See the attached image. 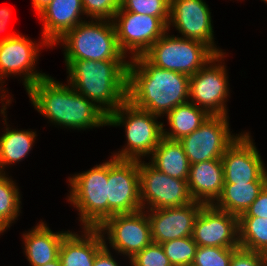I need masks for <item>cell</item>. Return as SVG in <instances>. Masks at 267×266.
<instances>
[{"mask_svg": "<svg viewBox=\"0 0 267 266\" xmlns=\"http://www.w3.org/2000/svg\"><path fill=\"white\" fill-rule=\"evenodd\" d=\"M262 266H267V256L263 259V264Z\"/></svg>", "mask_w": 267, "mask_h": 266, "instance_id": "41", "label": "cell"}, {"mask_svg": "<svg viewBox=\"0 0 267 266\" xmlns=\"http://www.w3.org/2000/svg\"><path fill=\"white\" fill-rule=\"evenodd\" d=\"M165 116L169 130L163 128V137L170 140H180L199 128L210 114L188 101L176 106Z\"/></svg>", "mask_w": 267, "mask_h": 266, "instance_id": "25", "label": "cell"}, {"mask_svg": "<svg viewBox=\"0 0 267 266\" xmlns=\"http://www.w3.org/2000/svg\"><path fill=\"white\" fill-rule=\"evenodd\" d=\"M189 80L190 76L158 68L139 55L129 60L127 100L161 119L189 101Z\"/></svg>", "mask_w": 267, "mask_h": 266, "instance_id": "1", "label": "cell"}, {"mask_svg": "<svg viewBox=\"0 0 267 266\" xmlns=\"http://www.w3.org/2000/svg\"><path fill=\"white\" fill-rule=\"evenodd\" d=\"M149 158V163L158 171L170 177L188 180L190 163L178 140L163 137Z\"/></svg>", "mask_w": 267, "mask_h": 266, "instance_id": "24", "label": "cell"}, {"mask_svg": "<svg viewBox=\"0 0 267 266\" xmlns=\"http://www.w3.org/2000/svg\"><path fill=\"white\" fill-rule=\"evenodd\" d=\"M188 188L194 201L214 204L224 186V168L221 159H211L190 165Z\"/></svg>", "mask_w": 267, "mask_h": 266, "instance_id": "20", "label": "cell"}, {"mask_svg": "<svg viewBox=\"0 0 267 266\" xmlns=\"http://www.w3.org/2000/svg\"><path fill=\"white\" fill-rule=\"evenodd\" d=\"M10 225L0 216V235L4 233Z\"/></svg>", "mask_w": 267, "mask_h": 266, "instance_id": "39", "label": "cell"}, {"mask_svg": "<svg viewBox=\"0 0 267 266\" xmlns=\"http://www.w3.org/2000/svg\"><path fill=\"white\" fill-rule=\"evenodd\" d=\"M112 254L108 244H104V247L96 254L93 266H121Z\"/></svg>", "mask_w": 267, "mask_h": 266, "instance_id": "36", "label": "cell"}, {"mask_svg": "<svg viewBox=\"0 0 267 266\" xmlns=\"http://www.w3.org/2000/svg\"><path fill=\"white\" fill-rule=\"evenodd\" d=\"M131 266H172L161 244L152 242L129 259Z\"/></svg>", "mask_w": 267, "mask_h": 266, "instance_id": "32", "label": "cell"}, {"mask_svg": "<svg viewBox=\"0 0 267 266\" xmlns=\"http://www.w3.org/2000/svg\"><path fill=\"white\" fill-rule=\"evenodd\" d=\"M249 132H241L221 160L224 184L267 182V167Z\"/></svg>", "mask_w": 267, "mask_h": 266, "instance_id": "15", "label": "cell"}, {"mask_svg": "<svg viewBox=\"0 0 267 266\" xmlns=\"http://www.w3.org/2000/svg\"><path fill=\"white\" fill-rule=\"evenodd\" d=\"M89 20L84 19L53 44L63 47L64 60H127L119 48L113 22Z\"/></svg>", "mask_w": 267, "mask_h": 266, "instance_id": "5", "label": "cell"}, {"mask_svg": "<svg viewBox=\"0 0 267 266\" xmlns=\"http://www.w3.org/2000/svg\"><path fill=\"white\" fill-rule=\"evenodd\" d=\"M266 184L267 182L224 184L221 196L213 205L239 217L247 211Z\"/></svg>", "mask_w": 267, "mask_h": 266, "instance_id": "26", "label": "cell"}, {"mask_svg": "<svg viewBox=\"0 0 267 266\" xmlns=\"http://www.w3.org/2000/svg\"><path fill=\"white\" fill-rule=\"evenodd\" d=\"M267 255L243 249L241 247L234 251L230 266H262L263 259Z\"/></svg>", "mask_w": 267, "mask_h": 266, "instance_id": "34", "label": "cell"}, {"mask_svg": "<svg viewBox=\"0 0 267 266\" xmlns=\"http://www.w3.org/2000/svg\"><path fill=\"white\" fill-rule=\"evenodd\" d=\"M34 11H36L37 15L43 11L51 2L52 0H31Z\"/></svg>", "mask_w": 267, "mask_h": 266, "instance_id": "38", "label": "cell"}, {"mask_svg": "<svg viewBox=\"0 0 267 266\" xmlns=\"http://www.w3.org/2000/svg\"><path fill=\"white\" fill-rule=\"evenodd\" d=\"M129 60H65L67 83L107 116L127 99Z\"/></svg>", "mask_w": 267, "mask_h": 266, "instance_id": "3", "label": "cell"}, {"mask_svg": "<svg viewBox=\"0 0 267 266\" xmlns=\"http://www.w3.org/2000/svg\"><path fill=\"white\" fill-rule=\"evenodd\" d=\"M7 173H0V216L10 225L18 220L21 212V194L15 180Z\"/></svg>", "mask_w": 267, "mask_h": 266, "instance_id": "28", "label": "cell"}, {"mask_svg": "<svg viewBox=\"0 0 267 266\" xmlns=\"http://www.w3.org/2000/svg\"><path fill=\"white\" fill-rule=\"evenodd\" d=\"M228 117L210 115L194 132L178 140L183 146L190 165L222 158L227 148L241 134L230 132Z\"/></svg>", "mask_w": 267, "mask_h": 266, "instance_id": "13", "label": "cell"}, {"mask_svg": "<svg viewBox=\"0 0 267 266\" xmlns=\"http://www.w3.org/2000/svg\"><path fill=\"white\" fill-rule=\"evenodd\" d=\"M161 245L172 266H191L193 264L198 245L192 236L169 240Z\"/></svg>", "mask_w": 267, "mask_h": 266, "instance_id": "29", "label": "cell"}, {"mask_svg": "<svg viewBox=\"0 0 267 266\" xmlns=\"http://www.w3.org/2000/svg\"><path fill=\"white\" fill-rule=\"evenodd\" d=\"M210 8L204 0H170L168 31L171 26L182 38L198 40L216 54L224 51L216 46Z\"/></svg>", "mask_w": 267, "mask_h": 266, "instance_id": "16", "label": "cell"}, {"mask_svg": "<svg viewBox=\"0 0 267 266\" xmlns=\"http://www.w3.org/2000/svg\"><path fill=\"white\" fill-rule=\"evenodd\" d=\"M241 248L267 255V218L238 217Z\"/></svg>", "mask_w": 267, "mask_h": 266, "instance_id": "27", "label": "cell"}, {"mask_svg": "<svg viewBox=\"0 0 267 266\" xmlns=\"http://www.w3.org/2000/svg\"><path fill=\"white\" fill-rule=\"evenodd\" d=\"M226 52L216 54L200 70L190 76L189 101L210 115L228 116L226 101L230 95ZM217 62V63H216Z\"/></svg>", "mask_w": 267, "mask_h": 266, "instance_id": "9", "label": "cell"}, {"mask_svg": "<svg viewBox=\"0 0 267 266\" xmlns=\"http://www.w3.org/2000/svg\"><path fill=\"white\" fill-rule=\"evenodd\" d=\"M82 0H52L37 16L42 26V38L53 47L66 32L82 23Z\"/></svg>", "mask_w": 267, "mask_h": 266, "instance_id": "19", "label": "cell"}, {"mask_svg": "<svg viewBox=\"0 0 267 266\" xmlns=\"http://www.w3.org/2000/svg\"><path fill=\"white\" fill-rule=\"evenodd\" d=\"M86 18L112 21L121 6V0H82Z\"/></svg>", "mask_w": 267, "mask_h": 266, "instance_id": "33", "label": "cell"}, {"mask_svg": "<svg viewBox=\"0 0 267 266\" xmlns=\"http://www.w3.org/2000/svg\"><path fill=\"white\" fill-rule=\"evenodd\" d=\"M97 229L104 244L109 243L112 250L121 253L120 256L124 255L128 260L153 242L150 222L144 209L133 213L115 214Z\"/></svg>", "mask_w": 267, "mask_h": 266, "instance_id": "11", "label": "cell"}, {"mask_svg": "<svg viewBox=\"0 0 267 266\" xmlns=\"http://www.w3.org/2000/svg\"><path fill=\"white\" fill-rule=\"evenodd\" d=\"M11 16V10L7 7L0 9V32L6 29L7 22Z\"/></svg>", "mask_w": 267, "mask_h": 266, "instance_id": "37", "label": "cell"}, {"mask_svg": "<svg viewBox=\"0 0 267 266\" xmlns=\"http://www.w3.org/2000/svg\"><path fill=\"white\" fill-rule=\"evenodd\" d=\"M160 116L134 106L127 99L109 116L107 126L123 125L126 146L111 156L118 159L143 160L150 157L163 138L164 122ZM144 156V157H143ZM143 158V159H142Z\"/></svg>", "mask_w": 267, "mask_h": 266, "instance_id": "4", "label": "cell"}, {"mask_svg": "<svg viewBox=\"0 0 267 266\" xmlns=\"http://www.w3.org/2000/svg\"><path fill=\"white\" fill-rule=\"evenodd\" d=\"M205 204L193 201L179 207L145 210L154 243L192 236L195 220Z\"/></svg>", "mask_w": 267, "mask_h": 266, "instance_id": "18", "label": "cell"}, {"mask_svg": "<svg viewBox=\"0 0 267 266\" xmlns=\"http://www.w3.org/2000/svg\"><path fill=\"white\" fill-rule=\"evenodd\" d=\"M40 43V44H39ZM51 47L43 38L36 43L19 33H9L0 38V99L1 101H12L6 93L3 83L9 76H20L26 91L37 81L47 76L42 71H37L40 47ZM3 87V88H2ZM7 97V98H6ZM9 98V99H8Z\"/></svg>", "mask_w": 267, "mask_h": 266, "instance_id": "7", "label": "cell"}, {"mask_svg": "<svg viewBox=\"0 0 267 266\" xmlns=\"http://www.w3.org/2000/svg\"><path fill=\"white\" fill-rule=\"evenodd\" d=\"M25 232L22 239L26 259L30 266H43L59 257L62 239L69 230L53 232L41 220L34 228Z\"/></svg>", "mask_w": 267, "mask_h": 266, "instance_id": "22", "label": "cell"}, {"mask_svg": "<svg viewBox=\"0 0 267 266\" xmlns=\"http://www.w3.org/2000/svg\"><path fill=\"white\" fill-rule=\"evenodd\" d=\"M237 248L198 246L191 266H230Z\"/></svg>", "mask_w": 267, "mask_h": 266, "instance_id": "30", "label": "cell"}, {"mask_svg": "<svg viewBox=\"0 0 267 266\" xmlns=\"http://www.w3.org/2000/svg\"><path fill=\"white\" fill-rule=\"evenodd\" d=\"M82 229V235L69 231L63 237L59 250L62 266H93L96 254L104 247L97 228Z\"/></svg>", "mask_w": 267, "mask_h": 266, "instance_id": "21", "label": "cell"}, {"mask_svg": "<svg viewBox=\"0 0 267 266\" xmlns=\"http://www.w3.org/2000/svg\"><path fill=\"white\" fill-rule=\"evenodd\" d=\"M49 74L26 92L40 114L55 127L86 130L107 126L108 116L69 83L62 84Z\"/></svg>", "mask_w": 267, "mask_h": 266, "instance_id": "2", "label": "cell"}, {"mask_svg": "<svg viewBox=\"0 0 267 266\" xmlns=\"http://www.w3.org/2000/svg\"><path fill=\"white\" fill-rule=\"evenodd\" d=\"M120 7L127 12L169 17L170 0H121Z\"/></svg>", "mask_w": 267, "mask_h": 266, "instance_id": "31", "label": "cell"}, {"mask_svg": "<svg viewBox=\"0 0 267 266\" xmlns=\"http://www.w3.org/2000/svg\"><path fill=\"white\" fill-rule=\"evenodd\" d=\"M11 102L1 101L0 114L3 116V124H5L3 126H6V128L4 127L5 132L0 135V173H6L4 171L6 167L20 163L21 160L26 158L37 137L36 131L11 129L10 125H7L6 109Z\"/></svg>", "mask_w": 267, "mask_h": 266, "instance_id": "23", "label": "cell"}, {"mask_svg": "<svg viewBox=\"0 0 267 266\" xmlns=\"http://www.w3.org/2000/svg\"><path fill=\"white\" fill-rule=\"evenodd\" d=\"M239 217H260L267 218V184L258 194L256 200L250 205L247 211Z\"/></svg>", "mask_w": 267, "mask_h": 266, "instance_id": "35", "label": "cell"}, {"mask_svg": "<svg viewBox=\"0 0 267 266\" xmlns=\"http://www.w3.org/2000/svg\"><path fill=\"white\" fill-rule=\"evenodd\" d=\"M43 266H62V264H61V261L58 257L56 260H53V261H51V262H49Z\"/></svg>", "mask_w": 267, "mask_h": 266, "instance_id": "40", "label": "cell"}, {"mask_svg": "<svg viewBox=\"0 0 267 266\" xmlns=\"http://www.w3.org/2000/svg\"><path fill=\"white\" fill-rule=\"evenodd\" d=\"M139 184L144 210L179 207L194 201L187 180L170 177L142 160H139Z\"/></svg>", "mask_w": 267, "mask_h": 266, "instance_id": "12", "label": "cell"}, {"mask_svg": "<svg viewBox=\"0 0 267 266\" xmlns=\"http://www.w3.org/2000/svg\"><path fill=\"white\" fill-rule=\"evenodd\" d=\"M167 31L143 56L154 66L176 71L188 76L194 75L216 53L205 43L171 35Z\"/></svg>", "mask_w": 267, "mask_h": 266, "instance_id": "8", "label": "cell"}, {"mask_svg": "<svg viewBox=\"0 0 267 266\" xmlns=\"http://www.w3.org/2000/svg\"><path fill=\"white\" fill-rule=\"evenodd\" d=\"M110 157L108 160V218L115 214L141 210L139 161Z\"/></svg>", "mask_w": 267, "mask_h": 266, "instance_id": "14", "label": "cell"}, {"mask_svg": "<svg viewBox=\"0 0 267 266\" xmlns=\"http://www.w3.org/2000/svg\"><path fill=\"white\" fill-rule=\"evenodd\" d=\"M69 204L79 212L81 228H98L108 219V160L68 177Z\"/></svg>", "mask_w": 267, "mask_h": 266, "instance_id": "6", "label": "cell"}, {"mask_svg": "<svg viewBox=\"0 0 267 266\" xmlns=\"http://www.w3.org/2000/svg\"><path fill=\"white\" fill-rule=\"evenodd\" d=\"M168 21L169 17L127 12L120 7L112 19L120 50L130 54L128 60L143 55L168 31Z\"/></svg>", "mask_w": 267, "mask_h": 266, "instance_id": "10", "label": "cell"}, {"mask_svg": "<svg viewBox=\"0 0 267 266\" xmlns=\"http://www.w3.org/2000/svg\"><path fill=\"white\" fill-rule=\"evenodd\" d=\"M192 238L198 246L239 248L238 216L204 205L198 214Z\"/></svg>", "mask_w": 267, "mask_h": 266, "instance_id": "17", "label": "cell"}]
</instances>
